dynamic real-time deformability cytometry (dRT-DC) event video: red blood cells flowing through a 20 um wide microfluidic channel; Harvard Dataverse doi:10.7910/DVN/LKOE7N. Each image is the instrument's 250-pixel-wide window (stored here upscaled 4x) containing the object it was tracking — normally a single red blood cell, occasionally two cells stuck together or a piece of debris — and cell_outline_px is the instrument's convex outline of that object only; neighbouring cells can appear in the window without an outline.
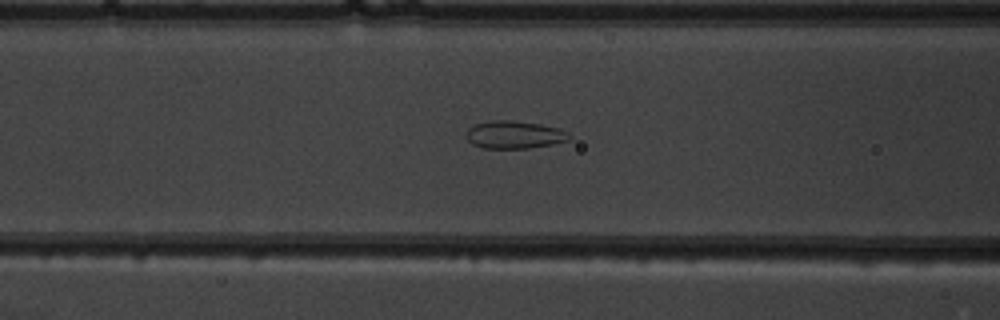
{"species": "common noctule bat (a hibernating species)", "species_latin": "Nyctalus noctula", "temperature_condition": "warm", "stored_images_in_passage": 41, "segment_of_instrument_passage": [1, 2], "camera_frame_rate_fps": 3000, "um_per_image_px": 0.085, "animal": {"sex": "male", "body_mass_g": 19.5, "forearm_length_mm": 54.6}, "frame": {"image": 1, "passage_image": 21, "time_ms": 6.667, "image_size_px": [1000, 320], "cell_outline_px": [[572, 136], [568, 140], [552, 144], [528, 148], [484, 148], [472, 144], [468, 140], [468, 128], [476, 124], [488, 120], [508, 120], [540, 124], [560, 128], [568, 132]], "centroid_in_image_um": [43.75, 11.44], "position_along_channel_um": 122.9, "area_um2": 16.53}}
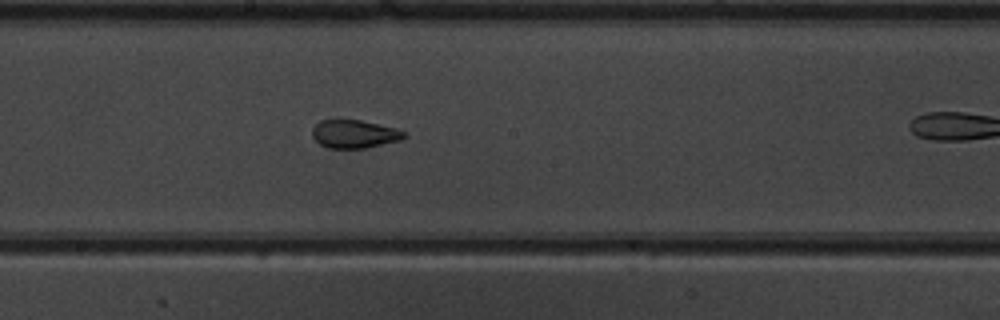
{"frame": {"image": 2, "passage_image": 28, "time_ms": 9.0, "image_size_px": [1000, 320], "cell_outline_px": [[408, 136], [400, 140], [364, 148], [328, 148], [320, 144], [312, 136], [312, 128], [320, 120], [336, 116], [360, 120], [396, 128], [408, 132]], "centroid_in_image_um": [30.09, 11.34], "position_along_channel_um": 218.1, "area_um2": 15.66}}
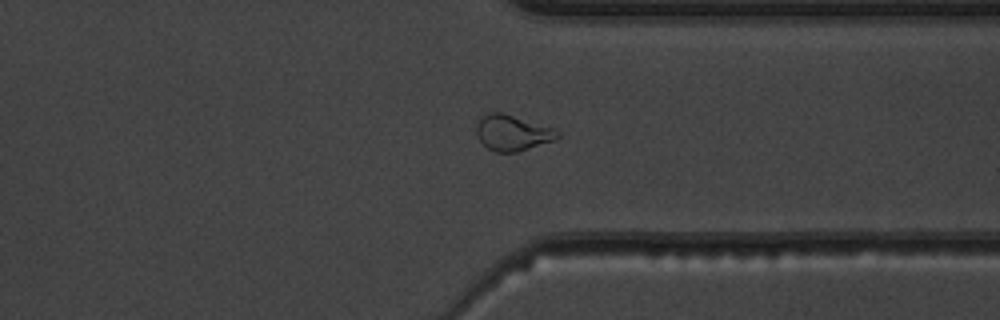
{"frame": {"image": 3, "passage_image": 39, "time_ms": 12.667, "image_size_px": [1000, 320], "cell_outline_px": [[560, 136], [556, 140], [516, 152], [496, 152], [488, 148], [480, 140], [476, 132], [476, 128], [480, 120], [488, 112], [504, 112], [552, 128], [560, 132]], "centroid_in_image_um": [43.58, 11.29], "position_along_channel_um": 367.8, "area_um2": 16.7}}